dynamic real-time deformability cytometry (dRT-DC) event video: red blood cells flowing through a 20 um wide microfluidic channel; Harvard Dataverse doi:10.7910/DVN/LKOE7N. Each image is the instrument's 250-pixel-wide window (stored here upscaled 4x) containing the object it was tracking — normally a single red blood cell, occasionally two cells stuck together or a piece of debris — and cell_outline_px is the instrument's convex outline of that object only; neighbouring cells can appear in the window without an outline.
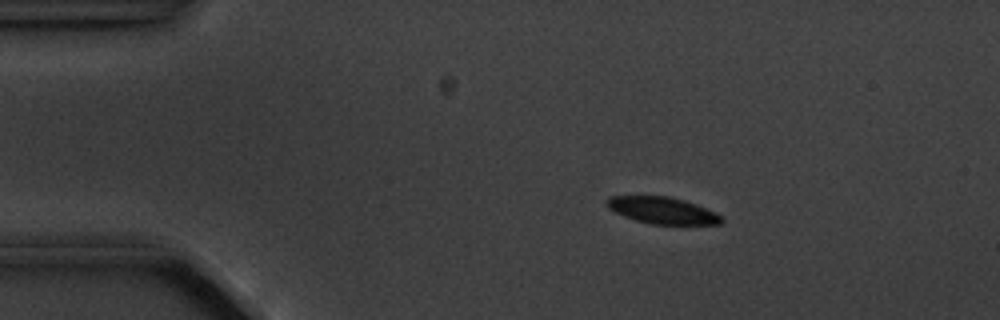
{"species": "common noctule bat (a hibernating species)", "species_latin": "Nyctalus noctula", "temperature_condition": "cold", "stored_images_in_passage": 6, "camera_frame_rate_fps": 3000, "um_per_image_px": 0.085, "animal": {"sex": "male", "body_mass_g": 20.1, "forearm_length_mm": 53.5}, "frame": {"image": 1, "passage_image": 3, "time_ms": 2.333, "image_size_px": [1000, 320], "cell_outline_px": [[724, 220], [720, 224], [652, 224], [636, 220], [624, 216], [608, 208], [604, 204], [604, 200], [608, 196], [668, 196], [684, 200], [696, 204], [716, 212], [724, 216]], "centroid_in_image_um": [56.3, 17.87], "position_along_channel_um": 28.7, "area_um2": 17.98}}